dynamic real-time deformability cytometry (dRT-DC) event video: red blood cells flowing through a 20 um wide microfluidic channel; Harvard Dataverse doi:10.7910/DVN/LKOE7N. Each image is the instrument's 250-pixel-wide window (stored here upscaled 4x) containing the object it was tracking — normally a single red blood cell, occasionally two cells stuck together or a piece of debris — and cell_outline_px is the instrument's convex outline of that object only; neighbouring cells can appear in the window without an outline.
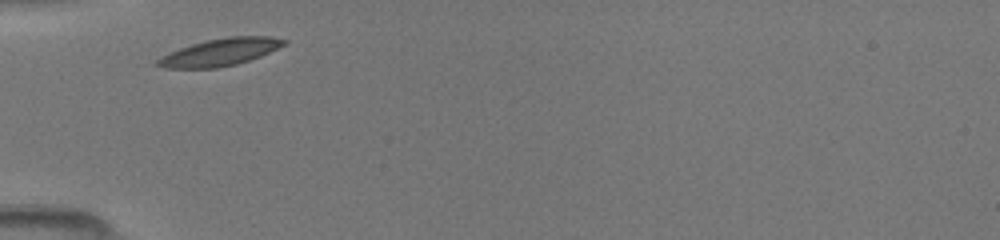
{"species": "common noctule bat (a hibernating species)", "species_latin": "Nyctalus noctula", "temperature_condition": "room temperature", "stored_images_in_passage": 27, "camera_frame_rate_fps": 3000, "um_per_image_px": 0.085, "animal": {"sex": "female", "body_mass_g": 19.5, "forearm_length_mm": 54.1}, "frame": {"image": 1, "passage_image": 1, "time_ms": 0.0, "image_size_px": [1000, 240], "cell_outline_px": [[288, 40], [284, 44], [260, 56], [236, 64], [216, 68], [164, 68], [152, 64], [156, 60], [180, 48], [192, 44], [208, 40], [228, 36], [268, 36]], "centroid_in_image_um": [18.68, 4.44], "position_along_channel_um": 66.3, "area_um2": 19.71}}
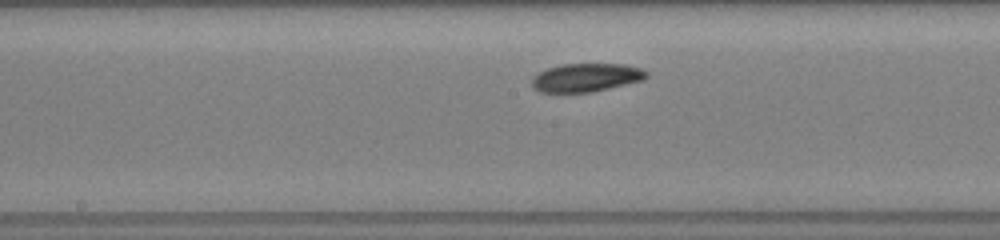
{"frame": {"image": 2, "passage_image": 11, "time_ms": 3.333, "image_size_px": [1000, 240], "cell_outline_px": [[648, 76], [644, 80], [592, 92], [540, 92], [532, 84], [532, 76], [536, 72], [560, 64], [624, 64], [640, 68], [648, 72]], "centroid_in_image_um": [49.82, 6.58], "position_along_channel_um": 198.4, "area_um2": 19.02}}
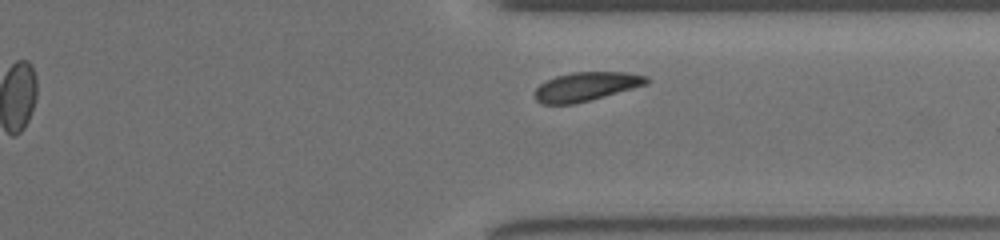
{"frame": {"image": 3, "passage_image": 23, "time_ms": 7.333, "image_size_px": [1000, 240], "cell_outline_px": [[652, 80], [648, 84], [604, 96], [572, 104], [540, 104], [536, 100], [532, 92], [544, 80], [556, 76], [572, 72], [628, 72], [648, 76]], "centroid_in_image_um": [49.8, 7.34], "position_along_channel_um": 361.6, "area_um2": 19.02}}